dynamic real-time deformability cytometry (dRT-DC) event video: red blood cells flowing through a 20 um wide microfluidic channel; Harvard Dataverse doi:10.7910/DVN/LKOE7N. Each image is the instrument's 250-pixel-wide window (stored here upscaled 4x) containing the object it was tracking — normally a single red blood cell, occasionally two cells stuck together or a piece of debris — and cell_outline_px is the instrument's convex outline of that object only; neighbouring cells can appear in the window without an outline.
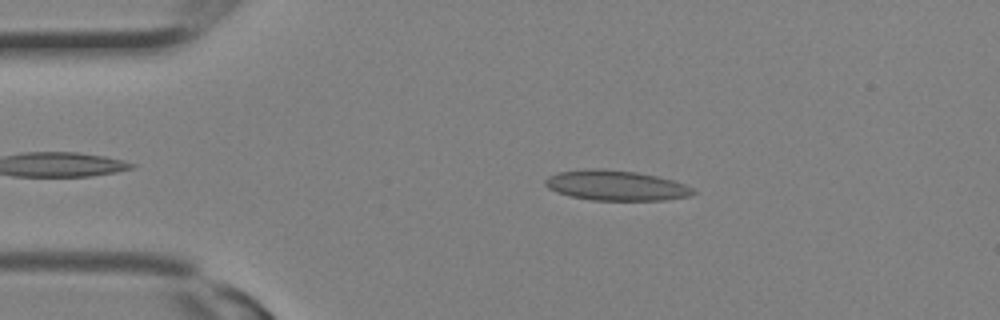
{"species": "Egyptian fruit bat (a non-hibernating species)", "species_latin": "Rousettus aegyptiacus", "temperature_condition": "room temperature", "stored_images_in_passage": 13, "camera_frame_rate_fps": 3000, "um_per_image_px": 0.085, "animal": {"sex": "female"}, "frame": {"image": 1, "passage_image": 5, "time_ms": 1.333, "image_size_px": [1000, 320], "cell_outline_px": [[696, 192], [688, 196], [664, 200], [592, 200], [568, 196], [556, 192], [548, 188], [544, 184], [544, 180], [548, 176], [556, 172], [588, 168], [604, 168], [636, 172], [656, 176], [672, 180], [684, 184], [692, 188]], "centroid_in_image_um": [52.29, 15.75], "position_along_channel_um": 32.7, "area_um2": 26.13}}
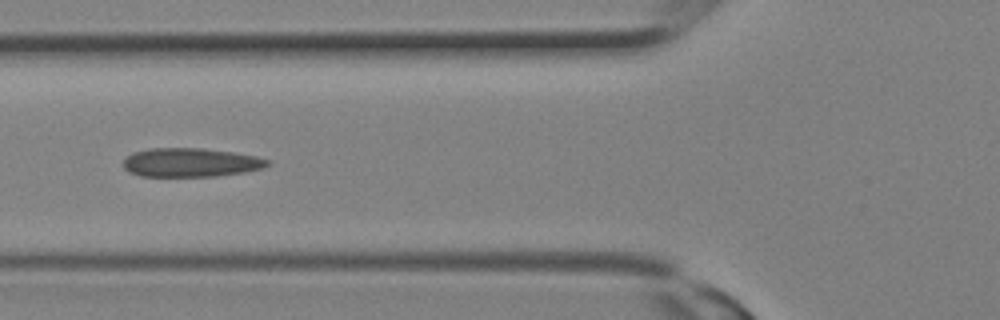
{"frame": {"image": 2, "passage_image": 10, "time_ms": 3.0, "image_size_px": [1000, 320], "cell_outline_px": [[272, 164], [264, 168], [244, 172], [216, 176], [140, 176], [128, 172], [124, 168], [124, 156], [132, 152], [148, 148], [204, 148], [232, 152], [256, 156], [268, 160]], "centroid_in_image_um": [16.18, 13.8], "position_along_channel_um": 109.6, "area_um2": 24.45}}
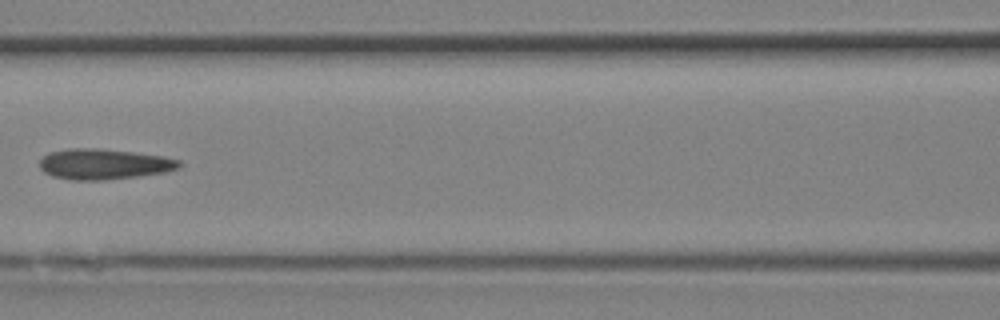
{"frame": {"image": 3, "passage_image": 12, "time_ms": 3.667, "image_size_px": [1000, 320], "cell_outline_px": [[184, 164], [180, 168], [168, 172], [136, 176], [100, 180], [72, 180], [52, 176], [44, 172], [40, 168], [40, 160], [48, 152], [68, 148], [100, 148], [164, 156], [180, 160]], "centroid_in_image_um": [8.86, 13.94], "position_along_channel_um": 157.7, "area_um2": 25.03}}